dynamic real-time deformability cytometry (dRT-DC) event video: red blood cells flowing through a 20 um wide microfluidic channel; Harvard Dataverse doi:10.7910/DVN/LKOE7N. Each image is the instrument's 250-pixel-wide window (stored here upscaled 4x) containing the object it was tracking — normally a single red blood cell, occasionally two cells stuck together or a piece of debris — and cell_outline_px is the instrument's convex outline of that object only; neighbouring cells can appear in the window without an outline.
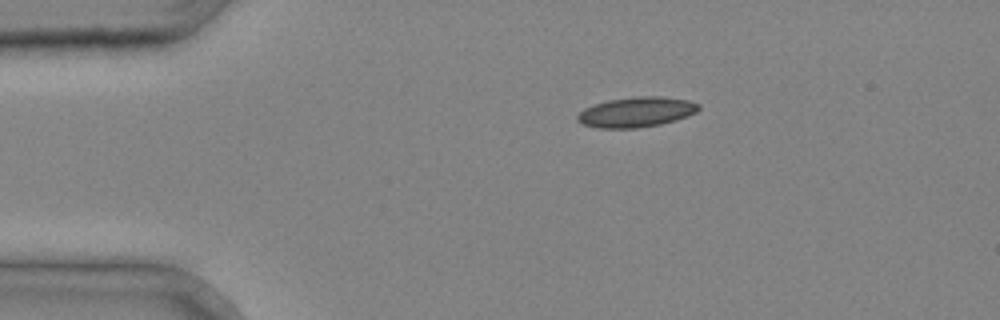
{"species": "common noctule bat (a hibernating species)", "species_latin": "Nyctalus noctula", "temperature_condition": "cold", "stored_images_in_passage": 2, "camera_frame_rate_fps": 3000, "um_per_image_px": 0.085, "animal": {"sex": "male", "body_mass_g": 20.4}, "frame": {"image": 1, "passage_image": 1, "time_ms": 0.0, "image_size_px": [1000, 320], "cell_outline_px": [[700, 108], [696, 112], [688, 116], [676, 120], [660, 124], [636, 128], [596, 128], [584, 124], [576, 120], [576, 116], [584, 108], [608, 100], [636, 96], [660, 96], [688, 100], [700, 104]], "centroid_in_image_um": [54.1, 9.52], "position_along_channel_um": 30.9, "area_um2": 21.27}}